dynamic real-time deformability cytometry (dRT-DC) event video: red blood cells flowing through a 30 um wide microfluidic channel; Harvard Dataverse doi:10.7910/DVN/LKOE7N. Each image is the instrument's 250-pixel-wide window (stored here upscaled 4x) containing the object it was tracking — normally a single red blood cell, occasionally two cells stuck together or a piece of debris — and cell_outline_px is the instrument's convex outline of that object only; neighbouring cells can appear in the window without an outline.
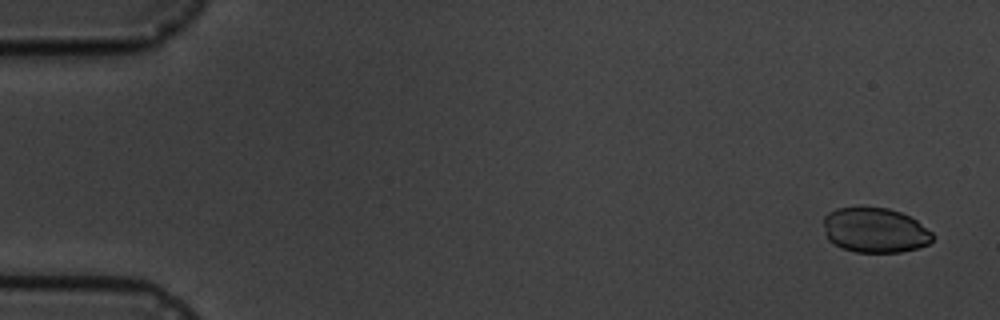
{"species": "common noctule bat (a hibernating species)", "species_latin": "Nyctalus noctula", "temperature_condition": "cold", "stored_images_in_passage": 5, "camera_frame_rate_fps": 3000, "um_per_image_px": 0.085, "animal": {"sex": "male", "body_mass_g": 19.5, "forearm_length_mm": 54.6}, "frame": {"image": 1, "passage_image": 1, "time_ms": 0.0, "image_size_px": [1000, 320], "cell_outline_px": [[932, 240], [928, 244], [916, 248], [900, 252], [856, 252], [844, 248], [828, 240], [824, 224], [824, 216], [828, 212], [836, 208], [888, 208], [900, 212], [916, 220], [932, 232]], "centroid_in_image_um": [74.37, 19.57], "position_along_channel_um": 10.6, "area_um2": 28.15}}